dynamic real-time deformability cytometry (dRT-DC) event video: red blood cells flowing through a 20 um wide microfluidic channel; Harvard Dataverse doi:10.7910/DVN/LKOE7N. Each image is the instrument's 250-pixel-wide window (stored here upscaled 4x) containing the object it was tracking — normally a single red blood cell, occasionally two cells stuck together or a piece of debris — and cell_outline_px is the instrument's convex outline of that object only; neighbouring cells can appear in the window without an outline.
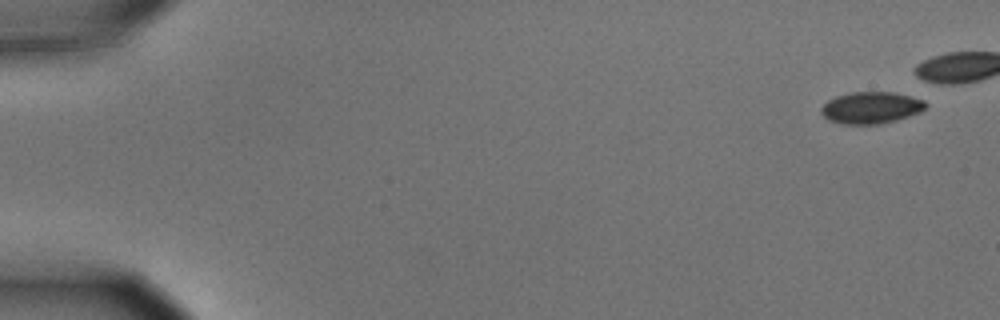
{"species": "common noctule bat (a hibernating species)", "species_latin": "Nyctalus noctula", "temperature_condition": "cold", "stored_images_in_passage": 6, "camera_frame_rate_fps": 3000, "um_per_image_px": 0.085, "animal": {"sex": "male", "body_mass_g": 15.6}, "frame": {"image": 1, "passage_image": 1, "time_ms": 0.0, "image_size_px": [1000, 320], "cell_outline_px": [[928, 104], [920, 112], [896, 120], [880, 124], [840, 124], [828, 120], [820, 112], [820, 108], [828, 100], [836, 96], [852, 92], [892, 92], [924, 100]], "centroid_in_image_um": [74.01, 9.16], "position_along_channel_um": 11.0, "area_um2": 19.31}}
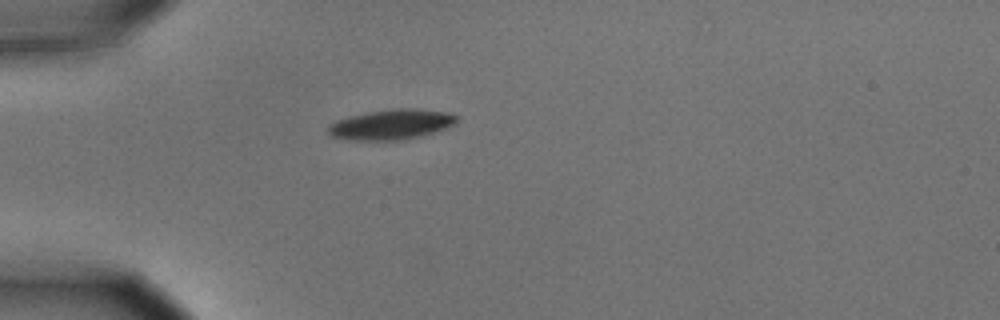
{"frame": {"image": 2, "passage_image": 6, "time_ms": 1.667, "image_size_px": [1000, 320], "cell_outline_px": [[460, 116], [452, 124], [444, 128], [420, 136], [404, 140], [348, 140], [332, 136], [328, 132], [328, 124], [348, 116], [368, 112], [392, 108], [416, 108], [448, 112]], "centroid_in_image_um": [33.24, 10.57], "position_along_channel_um": 51.8, "area_um2": 22.6}}